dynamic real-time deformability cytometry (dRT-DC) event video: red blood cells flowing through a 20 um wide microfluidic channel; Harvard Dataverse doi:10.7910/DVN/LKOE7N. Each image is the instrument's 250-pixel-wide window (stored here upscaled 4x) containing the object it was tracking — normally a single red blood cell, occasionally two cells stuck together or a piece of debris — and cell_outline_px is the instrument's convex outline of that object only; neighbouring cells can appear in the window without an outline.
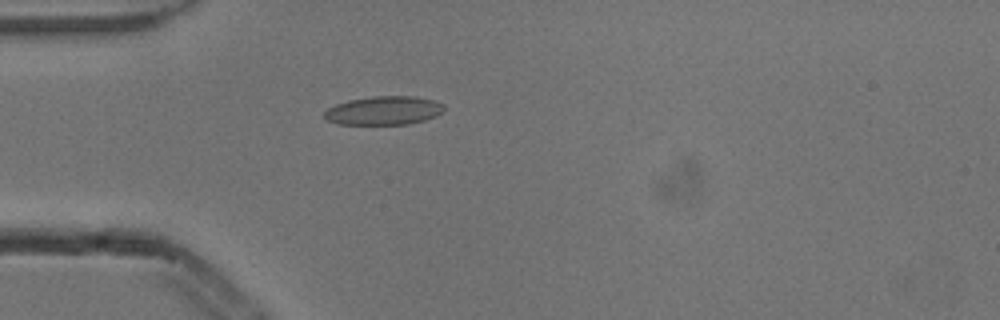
{"species": "common noctule bat (a hibernating species)", "species_latin": "Nyctalus noctula", "temperature_condition": "cold", "stored_images_in_passage": 4, "camera_frame_rate_fps": 3000, "um_per_image_px": 0.085, "animal": {"sex": "male", "body_mass_g": 13.3}, "frame": {"image": 1, "passage_image": 4, "time_ms": 1.0, "image_size_px": [1000, 320], "cell_outline_px": [[444, 112], [436, 116], [424, 120], [408, 124], [336, 124], [328, 120], [324, 116], [324, 112], [328, 108], [336, 104], [348, 100], [372, 96], [416, 96], [432, 100], [444, 104]], "centroid_in_image_um": [32.63, 9.39], "position_along_channel_um": 52.4, "area_um2": 20.06}}